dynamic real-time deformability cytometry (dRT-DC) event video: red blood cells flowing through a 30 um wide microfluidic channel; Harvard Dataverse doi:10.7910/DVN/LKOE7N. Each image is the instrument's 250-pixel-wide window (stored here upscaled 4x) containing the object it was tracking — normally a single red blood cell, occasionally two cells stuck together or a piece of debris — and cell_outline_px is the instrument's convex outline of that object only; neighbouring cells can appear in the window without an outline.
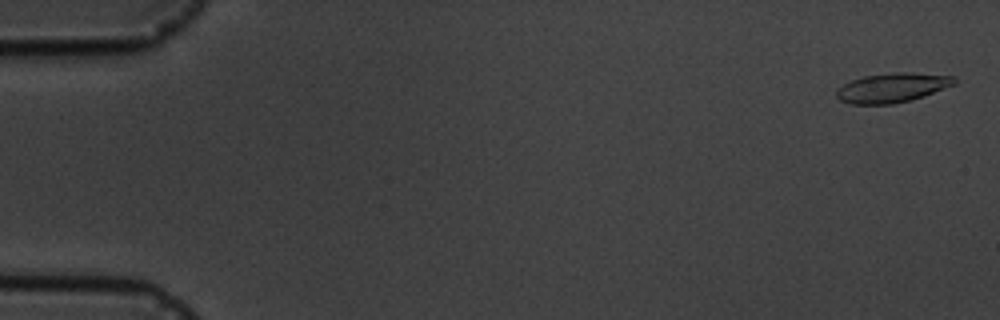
{"species": "common noctule bat (a hibernating species)", "species_latin": "Nyctalus noctula", "temperature_condition": "cold", "stored_images_in_passage": 6, "camera_frame_rate_fps": 3000, "um_per_image_px": 0.085, "animal": {"sex": "male", "body_mass_g": 19.5, "forearm_length_mm": 54.6}, "frame": {"image": 1, "passage_image": 1, "time_ms": 0.0, "image_size_px": [1000, 320], "cell_outline_px": [[956, 84], [924, 96], [912, 100], [892, 104], [852, 104], [840, 100], [836, 96], [836, 88], [852, 80], [864, 76], [892, 72], [908, 72], [956, 76]], "centroid_in_image_um": [75.85, 7.45], "position_along_channel_um": 9.1, "area_um2": 20.35}}
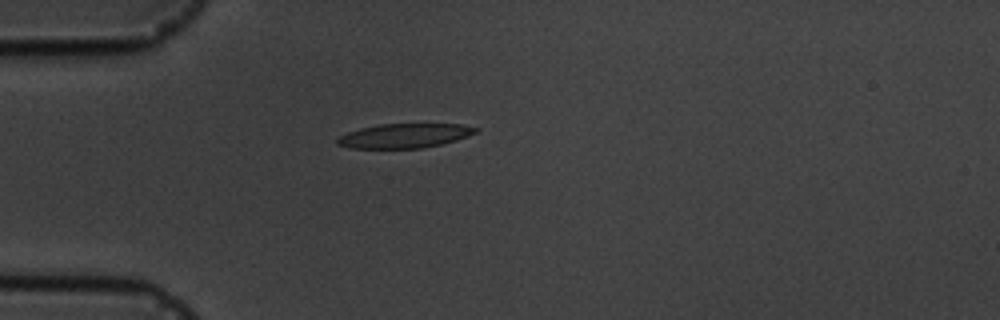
{"frame": {"image": 2, "passage_image": 5, "time_ms": 4.667, "image_size_px": [1000, 320], "cell_outline_px": [[480, 128], [476, 132], [468, 136], [456, 140], [440, 144], [420, 148], [348, 148], [336, 144], [336, 140], [340, 136], [348, 132], [360, 128], [380, 124], [464, 124]], "centroid_in_image_um": [34.38, 11.53], "position_along_channel_um": 50.6, "area_um2": 19.59}}